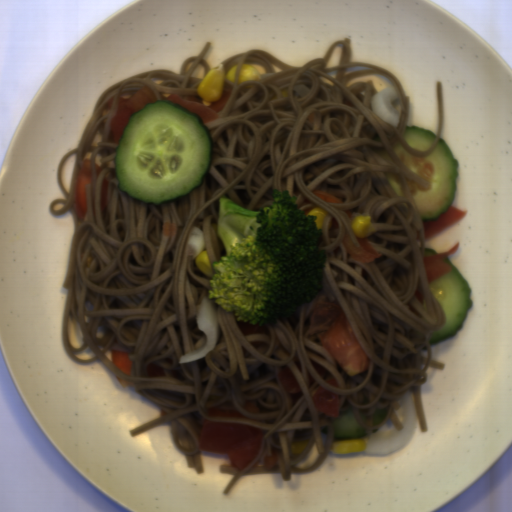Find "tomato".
I'll return each instance as SVG.
<instances>
[{
  "instance_id": "3",
  "label": "tomato",
  "mask_w": 512,
  "mask_h": 512,
  "mask_svg": "<svg viewBox=\"0 0 512 512\" xmlns=\"http://www.w3.org/2000/svg\"><path fill=\"white\" fill-rule=\"evenodd\" d=\"M156 101L155 92L145 86L135 91L129 98L120 95L118 111L111 124V132L116 143L119 144L125 128L129 125L131 115L143 110L148 104H155Z\"/></svg>"
},
{
  "instance_id": "6",
  "label": "tomato",
  "mask_w": 512,
  "mask_h": 512,
  "mask_svg": "<svg viewBox=\"0 0 512 512\" xmlns=\"http://www.w3.org/2000/svg\"><path fill=\"white\" fill-rule=\"evenodd\" d=\"M313 403L317 410L328 418H337L340 414V395L326 390L322 385L316 390Z\"/></svg>"
},
{
  "instance_id": "2",
  "label": "tomato",
  "mask_w": 512,
  "mask_h": 512,
  "mask_svg": "<svg viewBox=\"0 0 512 512\" xmlns=\"http://www.w3.org/2000/svg\"><path fill=\"white\" fill-rule=\"evenodd\" d=\"M263 430L243 424L202 421L199 451L227 455L232 468L243 470L258 457Z\"/></svg>"
},
{
  "instance_id": "7",
  "label": "tomato",
  "mask_w": 512,
  "mask_h": 512,
  "mask_svg": "<svg viewBox=\"0 0 512 512\" xmlns=\"http://www.w3.org/2000/svg\"><path fill=\"white\" fill-rule=\"evenodd\" d=\"M284 389L289 394L299 393L302 392L299 383L294 375V373L291 371L289 366L282 368L281 371H279L278 375Z\"/></svg>"
},
{
  "instance_id": "4",
  "label": "tomato",
  "mask_w": 512,
  "mask_h": 512,
  "mask_svg": "<svg viewBox=\"0 0 512 512\" xmlns=\"http://www.w3.org/2000/svg\"><path fill=\"white\" fill-rule=\"evenodd\" d=\"M231 95L232 93L223 89L221 99L217 102H211L210 106H205L199 95H176L168 100L198 114L203 124H206L219 118L220 112L228 103Z\"/></svg>"
},
{
  "instance_id": "5",
  "label": "tomato",
  "mask_w": 512,
  "mask_h": 512,
  "mask_svg": "<svg viewBox=\"0 0 512 512\" xmlns=\"http://www.w3.org/2000/svg\"><path fill=\"white\" fill-rule=\"evenodd\" d=\"M459 243L460 241L452 248L435 255H423L429 285L452 270L444 259L457 252Z\"/></svg>"
},
{
  "instance_id": "1",
  "label": "tomato",
  "mask_w": 512,
  "mask_h": 512,
  "mask_svg": "<svg viewBox=\"0 0 512 512\" xmlns=\"http://www.w3.org/2000/svg\"><path fill=\"white\" fill-rule=\"evenodd\" d=\"M309 319V334L320 339L323 347L350 378L369 369L370 359L341 306L318 301Z\"/></svg>"
}]
</instances>
